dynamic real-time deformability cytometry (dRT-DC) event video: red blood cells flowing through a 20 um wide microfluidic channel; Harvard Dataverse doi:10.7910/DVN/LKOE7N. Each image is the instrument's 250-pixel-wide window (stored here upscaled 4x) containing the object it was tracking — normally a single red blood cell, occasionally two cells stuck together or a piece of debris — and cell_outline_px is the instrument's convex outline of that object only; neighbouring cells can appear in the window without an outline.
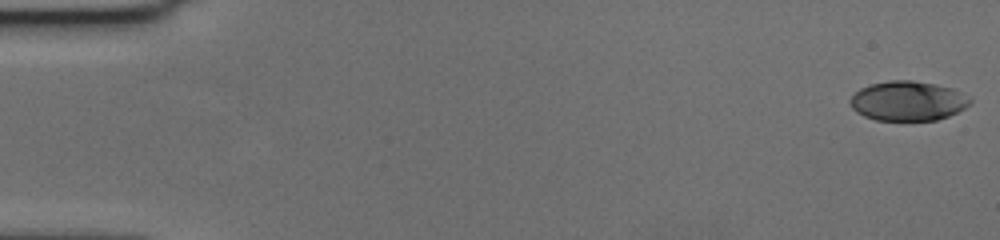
{"species": "human", "species_latin": "Homo sapiens", "temperature_condition": "cold", "stored_images_in_passage": 58, "camera_frame_rate_fps": 3000, "um_per_image_px": 0.085, "donor": {"sex": "female"}, "frame": {"image": 1, "passage_image": 1, "time_ms": 0.0, "image_size_px": [1000, 240], "cell_outline_px": [[972, 100], [964, 108], [948, 116], [936, 120], [876, 120], [864, 116], [856, 112], [852, 108], [848, 100], [860, 88], [868, 84], [888, 80], [912, 80], [936, 84], [952, 88], [972, 96]], "centroid_in_image_um": [77.16, 8.56], "position_along_channel_um": 7.8, "area_um2": 27.92}}
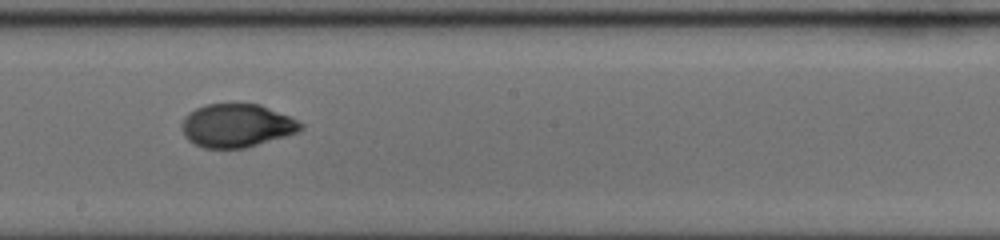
{"frame": {"image": 2, "passage_image": 33, "time_ms": 10.667, "image_size_px": [1000, 240], "cell_outline_px": [[304, 128], [296, 132], [284, 136], [244, 148], [204, 148], [188, 140], [184, 136], [180, 128], [180, 124], [184, 116], [188, 112], [204, 104], [260, 104], [288, 116], [304, 124]], "centroid_in_image_um": [20.06, 10.67], "position_along_channel_um": 228.1, "area_um2": 29.94}}
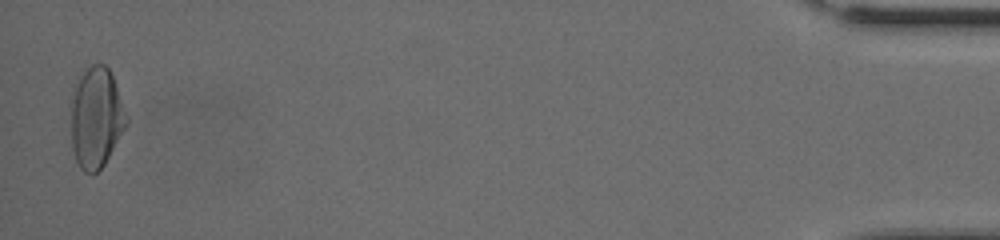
{"frame": {"image": 3, "passage_image": 57, "time_ms": 18.667, "image_size_px": [1000, 240], "cell_outline_px": [[128, 124], [104, 164], [92, 176], [84, 172], [80, 168], [76, 160], [72, 148], [68, 104], [76, 84], [84, 72], [92, 64], [104, 64], [108, 68], [112, 76], [128, 120]], "centroid_in_image_um": [8.12, 10.04], "position_along_channel_um": 427.1, "area_um2": 32.77}, "authors_computed_cell_mechanics": {"area_um2": 30.1138, "velocity_mm_per_s": 3.6237, "shape_relaxation_time_tau1_ms": 5.6497, "shape_relaxation_time_tau2_ms": 1.166, "deformation_change_tau1": 0.2046, "deformation_change_tau2": 0.0425}}